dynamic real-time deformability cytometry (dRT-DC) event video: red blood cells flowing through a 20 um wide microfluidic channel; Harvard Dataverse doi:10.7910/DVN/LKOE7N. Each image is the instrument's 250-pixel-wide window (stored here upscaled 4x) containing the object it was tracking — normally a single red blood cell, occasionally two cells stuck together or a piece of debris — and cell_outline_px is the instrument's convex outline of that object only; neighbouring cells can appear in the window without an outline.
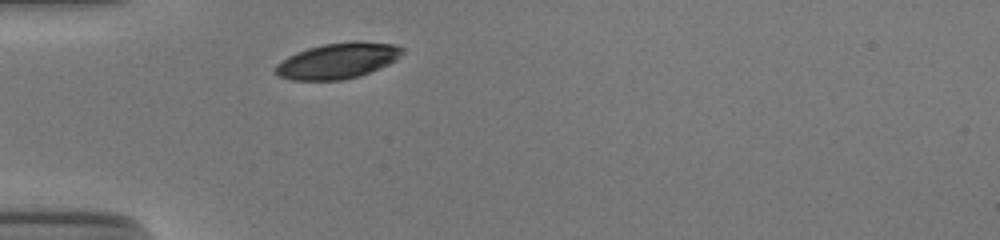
{"species": "human", "species_latin": "Homo sapiens", "temperature_condition": "cold", "stored_images_in_passage": 28, "camera_frame_rate_fps": 3000, "um_per_image_px": 0.085, "donor": {"sex": "male"}, "frame": {"image": 1, "passage_image": 1, "time_ms": 0.0, "image_size_px": [1000, 240], "cell_outline_px": [[404, 52], [396, 60], [380, 68], [360, 76], [344, 80], [292, 80], [280, 76], [276, 72], [276, 64], [288, 56], [296, 52], [308, 48], [324, 44], [352, 40], [360, 40], [396, 44], [404, 48]], "centroid_in_image_um": [28.76, 5.14], "position_along_channel_um": 56.2, "area_um2": 26.65}}
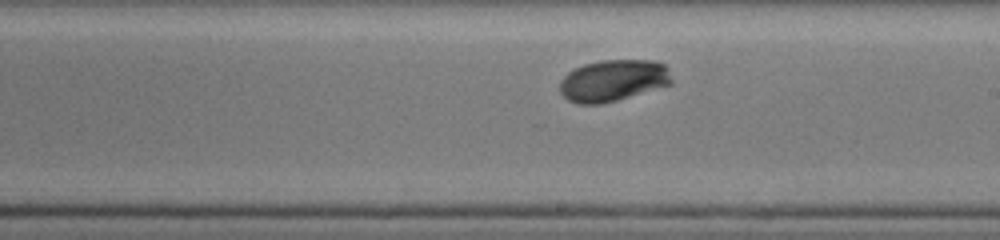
{"frame": {"image": 2, "passage_image": 16, "time_ms": 5.0, "image_size_px": [1000, 240], "cell_outline_px": [[672, 84], [616, 100], [600, 104], [580, 104], [568, 100], [560, 92], [560, 80], [568, 72], [584, 64], [600, 60], [656, 60], [664, 64], [668, 68], [672, 80]], "centroid_in_image_um": [52.12, 6.83], "position_along_channel_um": 236.9, "area_um2": 27.11}}
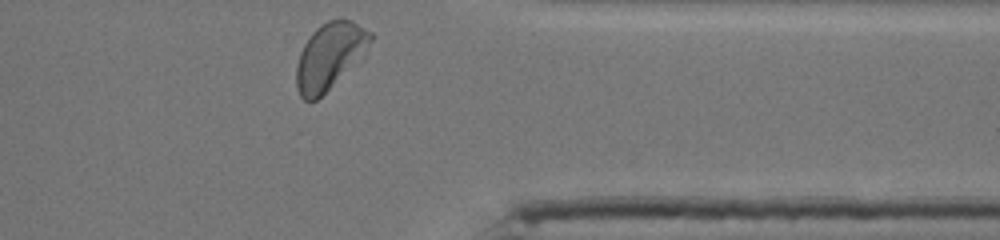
{"frame": {"image": 3, "passage_image": 28, "time_ms": 9.0, "image_size_px": [1000, 240], "cell_outline_px": [[372, 40], [360, 64], [316, 100], [304, 100], [300, 96], [296, 88], [296, 68], [300, 52], [304, 44], [312, 32], [316, 28], [328, 20], [352, 20], [372, 32]], "centroid_in_image_um": [28.07, 4.79], "position_along_channel_um": 383.3, "area_um2": 29.25}, "authors_computed_cell_mechanics": {"area_um2": 26.8481, "velocity_mm_per_s": 3.8295, "shape_relaxation_time_tau1_ms": 1.8045, "shape_relaxation_time_tau2_ms": null, "deformation_change_tau1": 0.1174, "deformation_change_tau2": null}}